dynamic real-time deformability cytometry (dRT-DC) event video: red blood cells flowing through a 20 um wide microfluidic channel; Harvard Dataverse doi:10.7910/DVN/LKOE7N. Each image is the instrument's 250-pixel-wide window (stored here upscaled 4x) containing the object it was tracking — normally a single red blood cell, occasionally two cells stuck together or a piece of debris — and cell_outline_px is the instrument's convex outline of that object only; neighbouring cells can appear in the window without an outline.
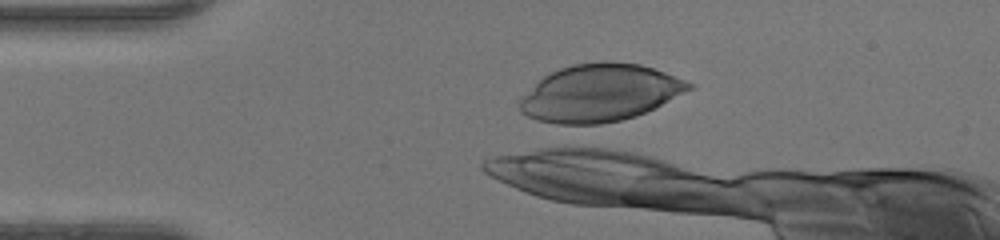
{"species": "human", "species_latin": "Homo sapiens", "temperature_condition": "warm", "stored_images_in_passage": 1, "camera_frame_rate_fps": 3000, "um_per_image_px": 0.085, "donor": {"sex": "female"}, "frame": {"image": 1, "passage_image": 1, "time_ms": 0.0, "image_size_px": [1000, 240], "cell_outline_px": [[696, 88], [636, 116], [620, 120], [600, 124], [556, 124], [536, 120], [520, 112], [520, 100], [544, 76], [560, 68], [572, 64], [604, 60], [608, 60], [640, 64], [664, 72], [696, 84]], "centroid_in_image_um": [51.04, 7.89], "position_along_channel_um": 34.0, "area_um2": 56.41}}